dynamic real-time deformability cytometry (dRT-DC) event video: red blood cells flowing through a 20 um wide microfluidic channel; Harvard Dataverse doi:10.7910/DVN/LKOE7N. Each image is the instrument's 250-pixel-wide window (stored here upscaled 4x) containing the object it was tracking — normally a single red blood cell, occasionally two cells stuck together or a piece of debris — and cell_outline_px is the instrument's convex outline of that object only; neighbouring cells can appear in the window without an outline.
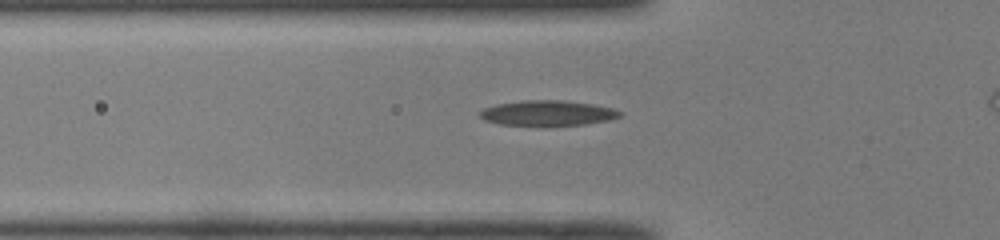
{"species": "common noctule bat (a hibernating species)", "species_latin": "Nyctalus noctula", "temperature_condition": "room temperature", "stored_images_in_passage": 30, "camera_frame_rate_fps": 3000, "um_per_image_px": 0.085, "animal": {"sex": "male", "body_mass_g": 19.0, "forearm_length_mm": 50.8}, "frame": {"image": 1, "passage_image": 3, "time_ms": 0.667, "image_size_px": [1000, 240], "cell_outline_px": [[624, 112], [620, 116], [608, 120], [584, 124], [500, 124], [484, 120], [480, 116], [480, 112], [484, 108], [496, 104], [524, 100], [560, 100], [592, 104], [612, 108]], "centroid_in_image_um": [46.55, 9.58], "position_along_channel_um": 79.2, "area_um2": 20.0}}
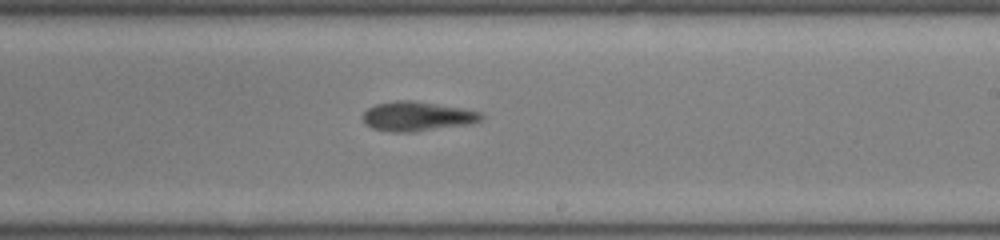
{"frame": {"image": 2, "passage_image": 16, "time_ms": 5.0, "image_size_px": [1000, 240], "cell_outline_px": [[484, 116], [480, 120], [472, 124], [416, 132], [392, 132], [372, 128], [364, 124], [364, 112], [368, 108], [376, 104], [396, 100], [412, 100], [460, 108], [480, 112]], "centroid_in_image_um": [35.45, 9.9], "position_along_channel_um": 253.5, "area_um2": 20.35}}
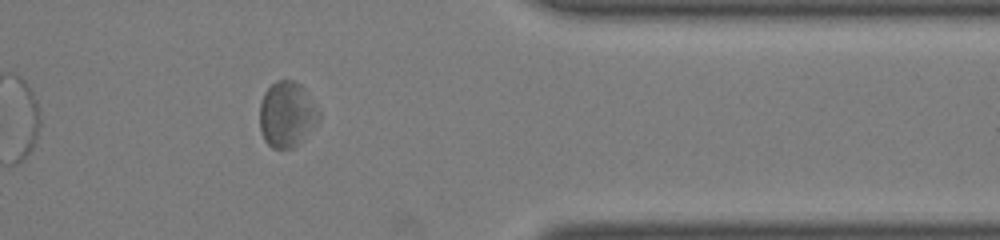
{"frame": {"image": 3, "passage_image": 27, "time_ms": 8.667, "image_size_px": [1000, 240], "cell_outline_px": [[320, 116], [300, 144], [292, 148], [272, 148], [264, 140], [260, 132], [260, 104], [264, 92], [276, 80], [292, 80], [300, 84], [320, 112]], "centroid_in_image_um": [24.35, 9.73], "position_along_channel_um": 387.0, "area_um2": 22.43}}